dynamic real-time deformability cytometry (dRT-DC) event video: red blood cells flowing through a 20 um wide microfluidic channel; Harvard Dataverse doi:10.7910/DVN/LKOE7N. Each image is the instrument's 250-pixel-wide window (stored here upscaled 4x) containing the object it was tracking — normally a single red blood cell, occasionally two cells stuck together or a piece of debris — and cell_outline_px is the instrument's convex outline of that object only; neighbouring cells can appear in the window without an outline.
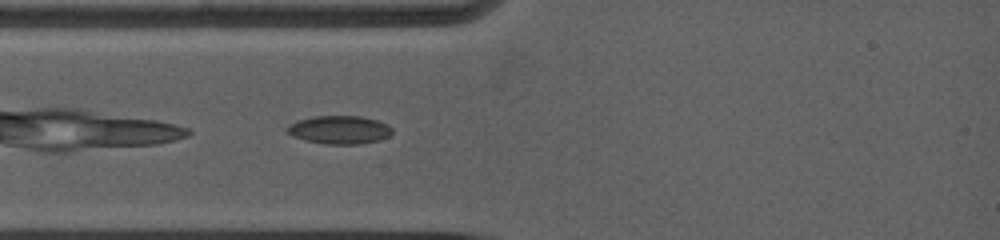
{"species": "common noctule bat (a hibernating species)", "species_latin": "Nyctalus noctula", "temperature_condition": "warm", "stored_images_in_passage": 30, "camera_frame_rate_fps": 5000, "um_per_image_px": 0.085, "animal": {"sex": "female", "body_mass_g": 19.0, "forearm_length_mm": 53.3}, "frame": {"image": 1, "passage_image": 1, "time_ms": 0.0, "image_size_px": [1000, 240], "cell_outline_px": [[392, 132], [388, 136], [380, 140], [360, 144], [324, 144], [304, 140], [292, 136], [284, 132], [284, 128], [288, 124], [296, 120], [316, 116], [360, 116], [376, 120], [388, 124], [392, 128]], "centroid_in_image_um": [28.79, 11.03], "position_along_channel_um": 56.2, "area_um2": 17.57}}
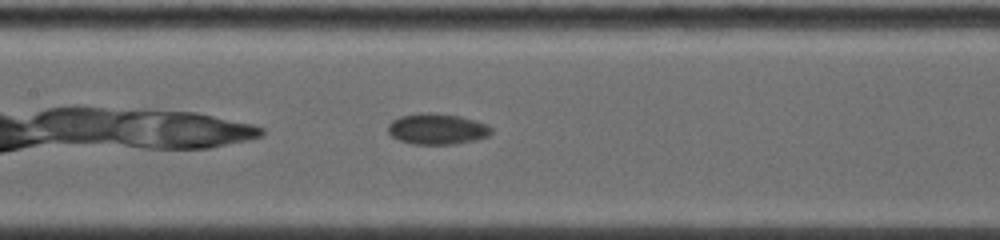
{"frame": {"image": 2, "passage_image": 11, "time_ms": 3.0, "image_size_px": [1000, 240], "cell_outline_px": [[492, 132], [488, 136], [476, 140], [456, 144], [412, 144], [400, 140], [392, 136], [388, 132], [388, 124], [392, 120], [400, 116], [420, 112], [432, 112], [460, 116], [488, 124], [492, 128]], "centroid_in_image_um": [37.16, 10.95], "position_along_channel_um": 170.2, "area_um2": 18.79}}
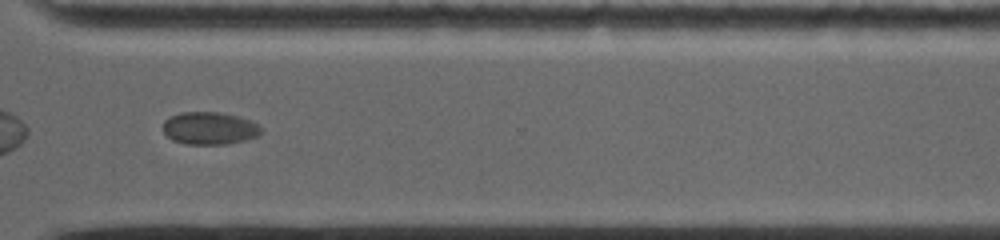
{"frame": {"image": 3, "passage_image": 26, "time_ms": 7.8, "image_size_px": [1000, 240], "cell_outline_px": [[264, 128], [256, 136], [244, 140], [228, 144], [184, 144], [172, 140], [164, 132], [164, 120], [180, 112], [220, 112], [252, 120]], "centroid_in_image_um": [17.83, 10.9], "position_along_channel_um": 352.8, "area_um2": 18.61}}